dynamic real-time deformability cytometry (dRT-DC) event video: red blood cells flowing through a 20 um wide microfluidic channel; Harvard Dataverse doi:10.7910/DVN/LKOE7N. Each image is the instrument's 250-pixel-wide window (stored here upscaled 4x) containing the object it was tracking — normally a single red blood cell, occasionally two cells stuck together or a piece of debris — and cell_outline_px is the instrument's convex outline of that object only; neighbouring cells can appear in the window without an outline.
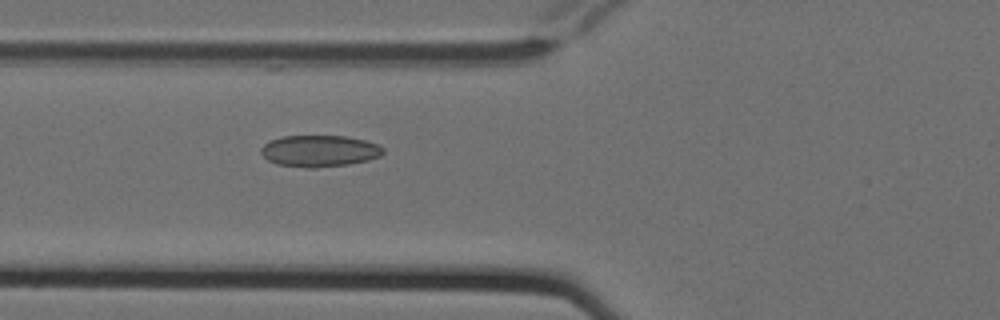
{"species": "Egyptian fruit bat (a non-hibernating species)", "species_latin": "Rousettus aegyptiacus", "temperature_condition": "cold", "stored_images_in_passage": 4, "camera_frame_rate_fps": 3000, "um_per_image_px": 0.085, "animal": {"sex": "female"}, "frame": {"image": 1, "passage_image": 4, "time_ms": 1.0, "image_size_px": [1000, 320], "cell_outline_px": [[384, 152], [380, 156], [368, 160], [348, 164], [316, 168], [304, 168], [276, 164], [268, 160], [260, 152], [260, 148], [268, 140], [284, 136], [344, 136], [364, 140], [376, 144], [384, 148]], "centroid_in_image_um": [27.12, 12.84], "position_along_channel_um": 98.7, "area_um2": 22.54}}